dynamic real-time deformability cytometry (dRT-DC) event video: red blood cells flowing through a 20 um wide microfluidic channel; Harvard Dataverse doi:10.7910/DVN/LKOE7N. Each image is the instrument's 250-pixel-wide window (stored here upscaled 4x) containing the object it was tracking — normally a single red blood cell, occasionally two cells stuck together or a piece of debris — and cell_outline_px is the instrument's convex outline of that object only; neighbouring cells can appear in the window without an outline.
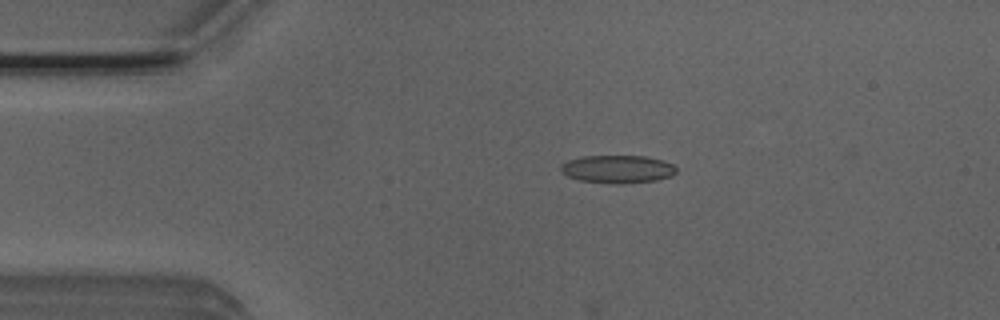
{"species": "Egyptian fruit bat (a non-hibernating species)", "species_latin": "Rousettus aegyptiacus", "temperature_condition": "room temperature", "stored_images_in_passage": 8, "camera_frame_rate_fps": 3000, "um_per_image_px": 0.085, "animal": {"sex": "male"}, "frame": {"image": 1, "passage_image": 3, "time_ms": 0.667, "image_size_px": [1000, 320], "cell_outline_px": [[676, 172], [672, 176], [656, 180], [620, 184], [616, 184], [580, 180], [568, 176], [560, 172], [560, 164], [568, 160], [580, 156], [644, 156], [664, 160], [672, 164], [676, 168]], "centroid_in_image_um": [52.47, 14.37], "position_along_channel_um": 32.5, "area_um2": 18.9}}
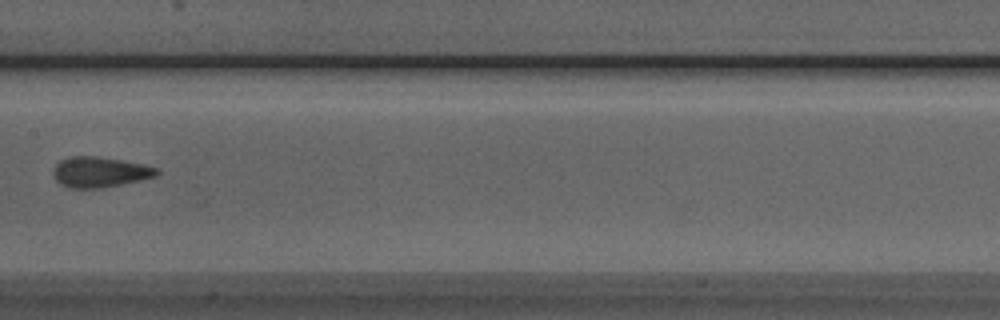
{"frame": {"image": 2, "passage_image": 7, "time_ms": 2.0, "image_size_px": [1000, 320], "cell_outline_px": [[160, 172], [156, 176], [140, 180], [100, 188], [68, 188], [60, 184], [52, 176], [52, 172], [56, 164], [60, 160], [68, 156], [96, 156], [144, 164], [160, 168]], "centroid_in_image_um": [8.47, 14.62], "position_along_channel_um": 198.9, "area_um2": 18.5}}
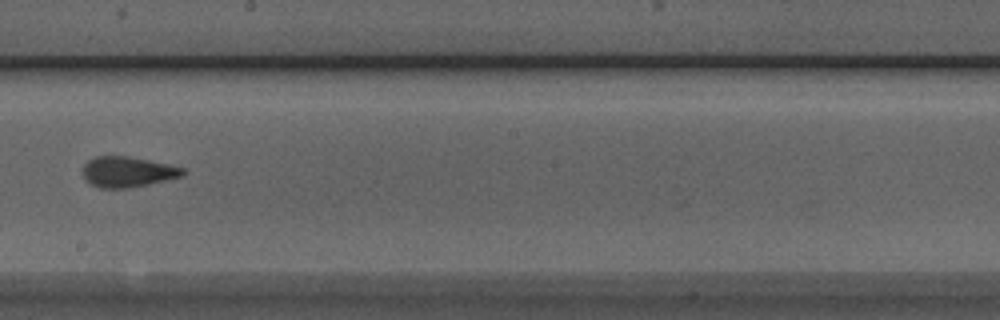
{"frame": {"image": 3, "passage_image": 8, "time_ms": 2.333, "image_size_px": [1000, 320], "cell_outline_px": [[184, 176], [148, 184], [128, 188], [100, 188], [88, 184], [84, 180], [80, 172], [84, 164], [88, 160], [96, 156], [128, 156], [168, 164], [184, 168]], "centroid_in_image_um": [10.77, 14.61], "position_along_channel_um": 237.4, "area_um2": 18.03}}